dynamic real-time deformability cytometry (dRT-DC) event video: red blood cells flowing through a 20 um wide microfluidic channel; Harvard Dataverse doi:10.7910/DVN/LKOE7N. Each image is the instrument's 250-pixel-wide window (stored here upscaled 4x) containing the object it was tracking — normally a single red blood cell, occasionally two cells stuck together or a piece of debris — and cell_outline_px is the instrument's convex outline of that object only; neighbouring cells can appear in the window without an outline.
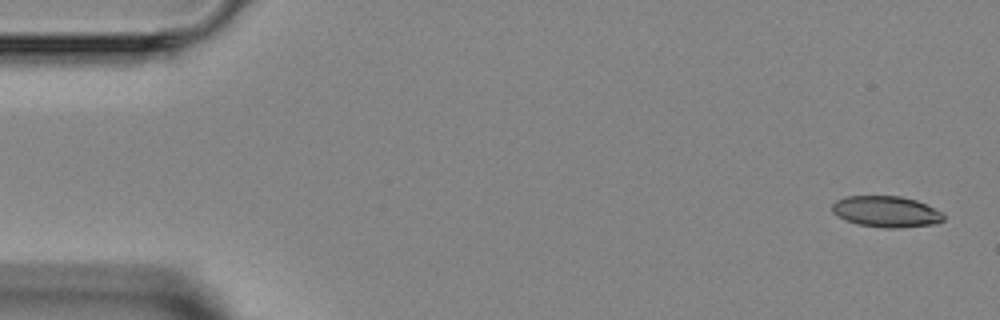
{"species": "Egyptian fruit bat (a non-hibernating species)", "species_latin": "Rousettus aegyptiacus", "temperature_condition": "room temperature", "stored_images_in_passage": 3, "camera_frame_rate_fps": 3000, "um_per_image_px": 0.085, "animal": {"sex": "female"}, "frame": {"image": 1, "passage_image": 1, "time_ms": 0.0, "image_size_px": [1000, 320], "cell_outline_px": [[944, 220], [936, 224], [900, 228], [884, 228], [856, 224], [836, 216], [832, 212], [832, 204], [836, 200], [848, 196], [900, 196], [916, 200], [940, 212], [944, 216]], "centroid_in_image_um": [75.29, 18.0], "position_along_channel_um": 9.7, "area_um2": 20.23}}
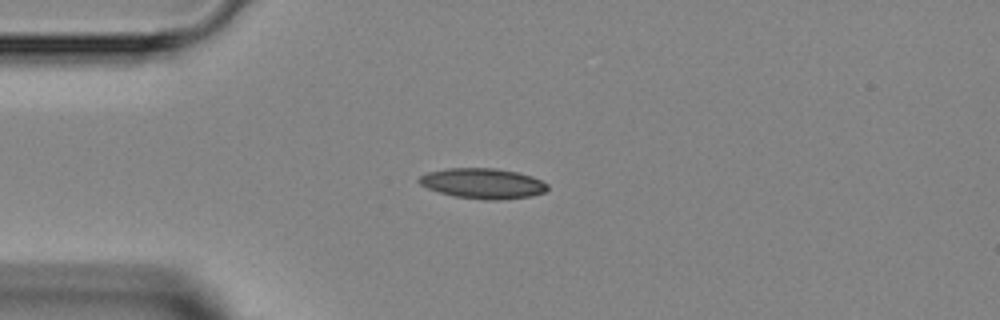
{"frame": {"image": 2, "passage_image": 3, "time_ms": 3.333, "image_size_px": [1000, 320], "cell_outline_px": [[548, 188], [544, 192], [532, 196], [500, 200], [484, 200], [456, 196], [440, 192], [428, 188], [420, 184], [416, 180], [420, 176], [428, 172], [448, 168], [496, 168], [516, 172], [532, 176], [548, 184]], "centroid_in_image_um": [41.05, 15.59], "position_along_channel_um": 44.0, "area_um2": 22.66}}